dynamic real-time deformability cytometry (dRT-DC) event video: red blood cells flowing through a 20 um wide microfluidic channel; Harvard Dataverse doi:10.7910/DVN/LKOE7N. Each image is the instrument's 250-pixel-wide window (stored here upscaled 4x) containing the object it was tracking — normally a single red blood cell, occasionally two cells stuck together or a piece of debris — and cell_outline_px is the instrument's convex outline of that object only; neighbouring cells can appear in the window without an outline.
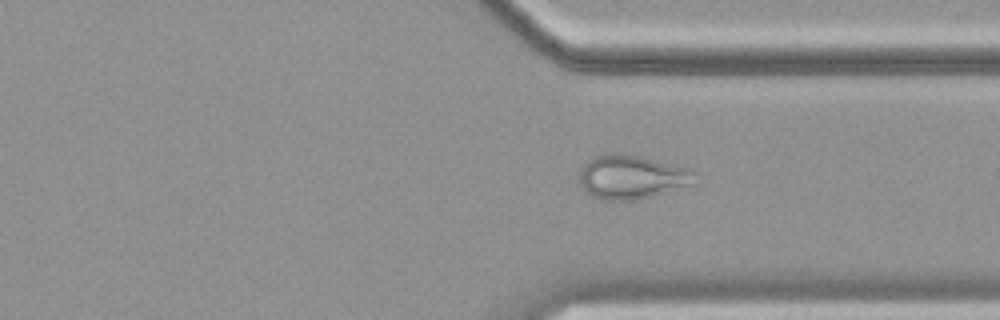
{"species": "common noctule bat (a hibernating species)", "species_latin": "Nyctalus noctula", "temperature_condition": "cold", "stored_images_in_passage": 51, "camera_frame_rate_fps": 3000, "um_per_image_px": 0.085, "animal": {"sex": "female", "body_mass_g": 19.9}, "frame": {"image": 1, "passage_image": 37, "time_ms": 12.0, "image_size_px": [1000, 320], "cell_outline_px": [[696, 172], [692, 184], [648, 196], [632, 200], [600, 200], [592, 196], [580, 184], [576, 176], [576, 172], [580, 164], [596, 156], [616, 152], [640, 156], [692, 168]], "centroid_in_image_um": [53.61, 15.01], "position_along_channel_um": 357.8, "area_um2": 29.71}}
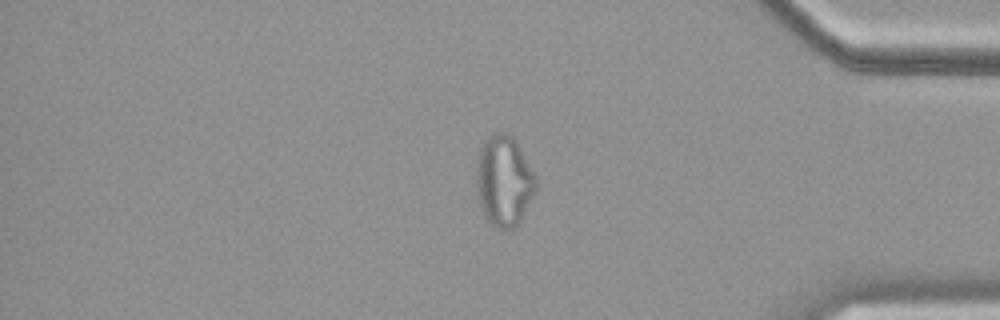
{"frame": {"image": 2, "passage_image": 42, "time_ms": 13.667, "image_size_px": [1000, 320], "cell_outline_px": [[536, 188], [520, 220], [512, 228], [496, 228], [484, 216], [480, 204], [476, 176], [476, 172], [480, 148], [488, 136], [496, 132], [508, 132], [516, 140], [536, 176]], "centroid_in_image_um": [42.84, 15.33], "position_along_channel_um": 392.4, "area_um2": 30.98}}